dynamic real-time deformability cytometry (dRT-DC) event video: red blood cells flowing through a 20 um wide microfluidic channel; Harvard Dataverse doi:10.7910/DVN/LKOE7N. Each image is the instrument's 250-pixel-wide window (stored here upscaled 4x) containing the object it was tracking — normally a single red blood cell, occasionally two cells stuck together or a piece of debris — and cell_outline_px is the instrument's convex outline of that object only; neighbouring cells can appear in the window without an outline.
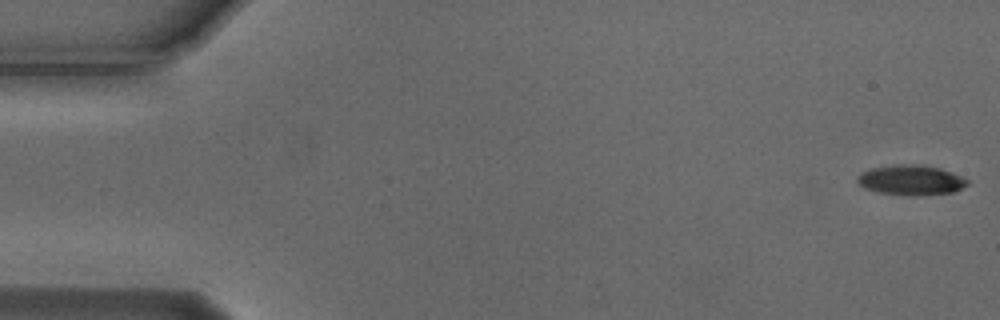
{"species": "Egyptian fruit bat (a non-hibernating species)", "species_latin": "Rousettus aegyptiacus", "temperature_condition": "cold", "stored_images_in_passage": 54, "camera_frame_rate_fps": 3000, "um_per_image_px": 0.085, "animal": {"sex": "male"}, "frame": {"image": 1, "passage_image": 1, "time_ms": 0.0, "image_size_px": [1000, 320], "cell_outline_px": [[968, 184], [952, 192], [912, 196], [908, 196], [876, 192], [864, 188], [856, 180], [856, 176], [860, 172], [872, 168], [896, 164], [916, 164], [940, 168], [952, 172], [968, 180]], "centroid_in_image_um": [77.38, 15.3], "position_along_channel_um": 7.6, "area_um2": 19.31}}
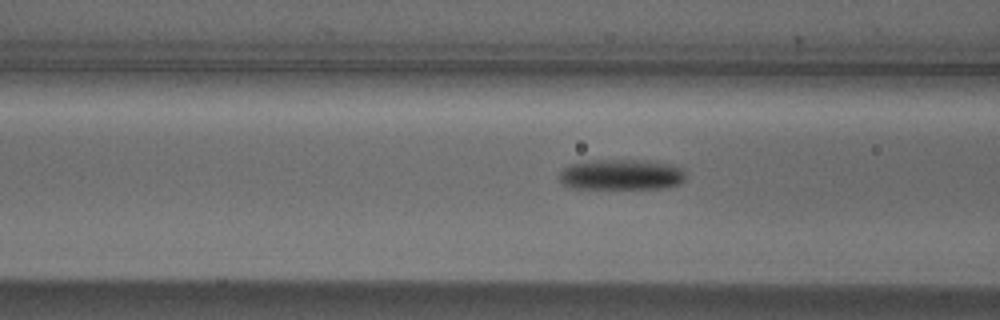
{"frame": {"image": 2, "passage_image": 21, "time_ms": 6.667, "image_size_px": [1000, 320], "cell_outline_px": [[684, 180], [680, 184], [664, 188], [576, 188], [564, 184], [560, 180], [560, 172], [568, 164], [588, 160], [648, 160], [672, 164], [684, 168]], "centroid_in_image_um": [52.85, 14.82], "position_along_channel_um": 113.8, "area_um2": 22.72}}
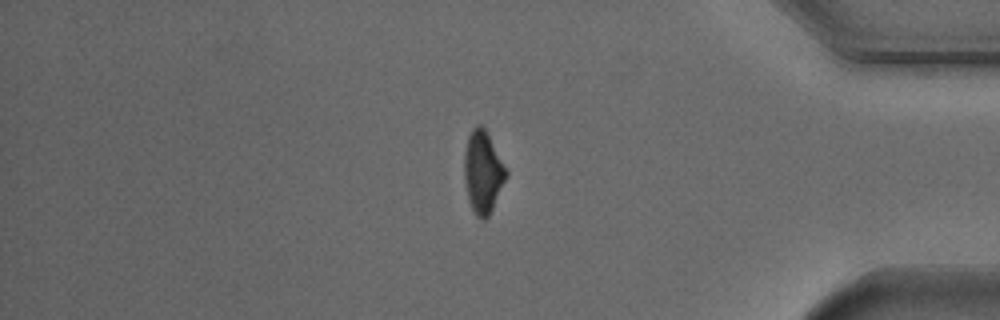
{"frame": {"image": 3, "passage_image": 46, "time_ms": 15.0, "image_size_px": [1000, 320], "cell_outline_px": [[508, 176], [488, 216], [484, 220], [476, 216], [468, 200], [464, 180], [464, 156], [468, 136], [472, 128], [476, 124], [480, 124], [484, 128], [508, 172]], "centroid_in_image_um": [41.03, 14.63], "position_along_channel_um": 394.2, "area_um2": 19.83}, "authors_computed_cell_mechanics": {"area_um2": 20.6924, "velocity_mm_per_s": 3.7339, "shape_relaxation_time_tau1_ms": 3.838, "shape_relaxation_time_tau2_ms": null, "deformation_change_tau1": 0.136, "deformation_change_tau2": null}}